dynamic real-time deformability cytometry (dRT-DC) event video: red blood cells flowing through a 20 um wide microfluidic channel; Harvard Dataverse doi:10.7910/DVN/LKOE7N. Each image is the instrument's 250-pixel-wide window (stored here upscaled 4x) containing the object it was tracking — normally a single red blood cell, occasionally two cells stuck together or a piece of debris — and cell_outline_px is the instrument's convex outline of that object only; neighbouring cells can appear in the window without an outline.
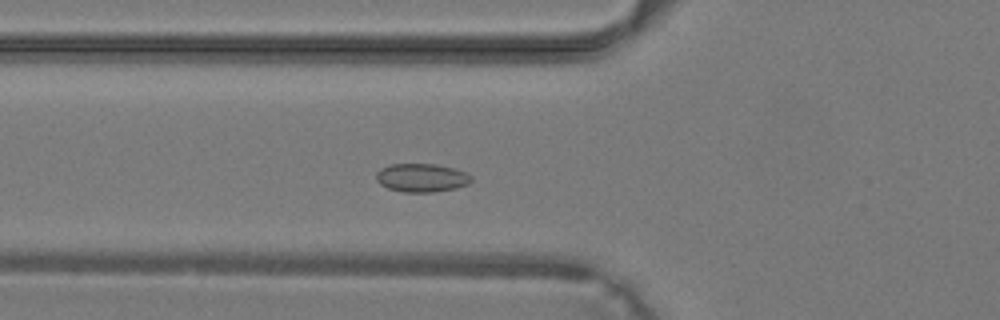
{"species": "common noctule bat (a hibernating species)", "species_latin": "Nyctalus noctula", "temperature_condition": "warm", "stored_images_in_passage": 30, "camera_frame_rate_fps": 3000, "um_per_image_px": 0.085, "animal": {"sex": "male", "body_mass_g": 19.2, "forearm_length_mm": 51.8}, "frame": {"image": 1, "passage_image": 7, "time_ms": 2.0, "image_size_px": [1000, 320], "cell_outline_px": [[472, 180], [468, 184], [456, 188], [432, 192], [404, 192], [388, 188], [380, 184], [376, 180], [376, 172], [380, 168], [388, 164], [436, 164], [456, 168], [472, 176]], "centroid_in_image_um": [35.83, 15.1], "position_along_channel_um": 90.0, "area_um2": 15.9}}
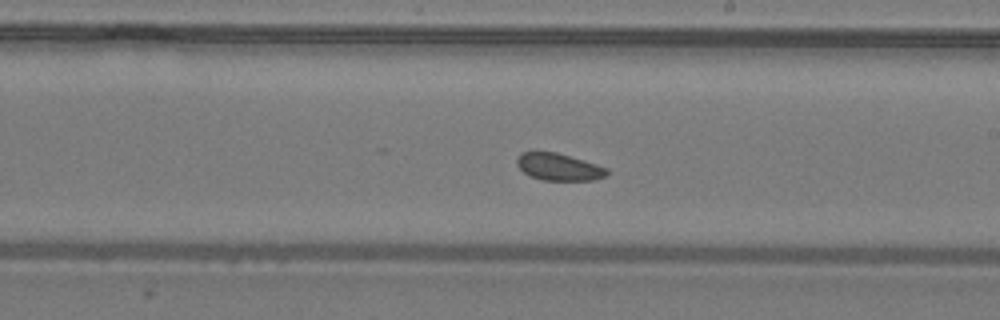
{"frame": {"image": 2, "passage_image": 16, "time_ms": 5.0, "image_size_px": [1000, 320], "cell_outline_px": [[608, 176], [592, 180], [544, 180], [532, 176], [524, 172], [516, 164], [516, 160], [520, 152], [556, 152], [596, 164], [608, 168]], "centroid_in_image_um": [47.51, 14.19], "position_along_channel_um": 241.5, "area_um2": 14.1}}
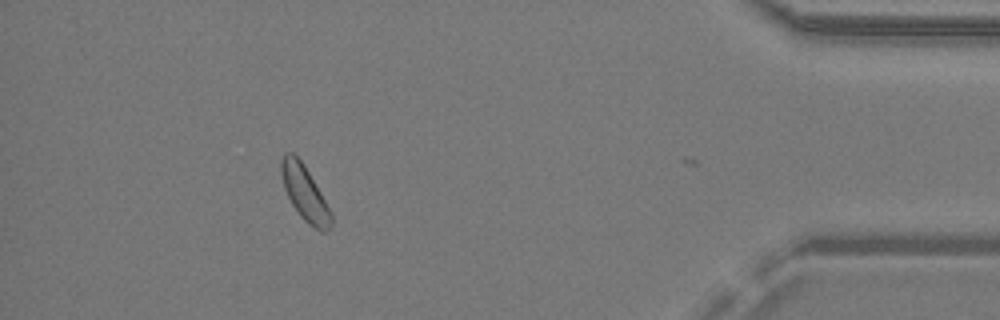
{"frame": {"image": 3, "passage_image": 29, "time_ms": 9.333, "image_size_px": [1000, 320], "cell_outline_px": [[332, 224], [324, 232], [320, 232], [308, 224], [300, 216], [292, 204], [284, 188], [280, 172], [280, 160], [284, 152], [292, 152], [304, 164], [332, 212]], "centroid_in_image_um": [25.89, 16.41], "position_along_channel_um": 409.3, "area_um2": 16.01}}